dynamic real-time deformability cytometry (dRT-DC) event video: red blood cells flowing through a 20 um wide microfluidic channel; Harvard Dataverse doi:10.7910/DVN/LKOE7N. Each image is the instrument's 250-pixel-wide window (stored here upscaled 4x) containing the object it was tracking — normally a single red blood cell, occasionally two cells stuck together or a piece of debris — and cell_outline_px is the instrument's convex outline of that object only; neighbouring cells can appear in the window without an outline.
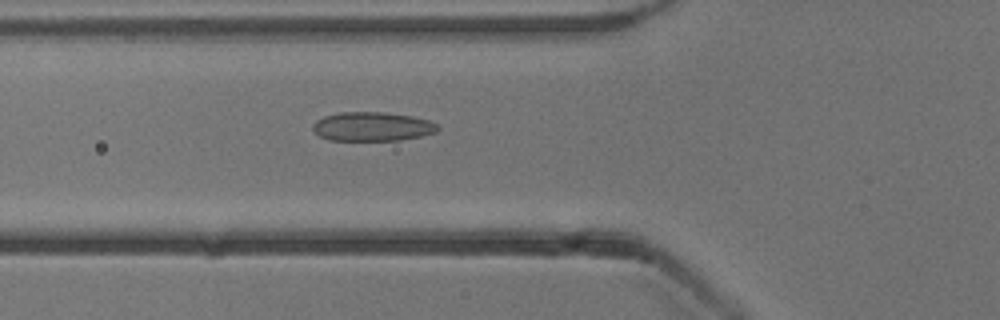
{"species": "common noctule bat (a hibernating species)", "species_latin": "Nyctalus noctula", "temperature_condition": "cold", "stored_images_in_passage": 53, "camera_frame_rate_fps": 3000, "um_per_image_px": 0.085, "animal": {"sex": "male", "body_mass_g": 13.3}, "frame": {"image": 1, "passage_image": 19, "time_ms": 6.0, "image_size_px": [1000, 320], "cell_outline_px": [[440, 128], [436, 132], [420, 136], [400, 140], [328, 140], [320, 136], [312, 128], [312, 124], [316, 120], [324, 116], [340, 112], [384, 112], [412, 116], [428, 120], [436, 124]], "centroid_in_image_um": [31.63, 10.75], "position_along_channel_um": 94.2, "area_um2": 21.1}}
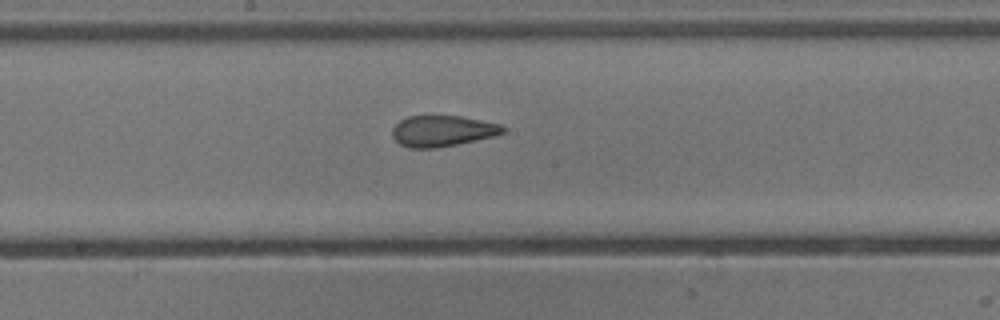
{"frame": {"image": 2, "passage_image": 28, "time_ms": 9.0, "image_size_px": [1000, 320], "cell_outline_px": [[504, 132], [492, 136], [456, 144], [436, 148], [408, 148], [400, 144], [392, 136], [392, 128], [400, 120], [408, 116], [460, 116], [500, 124], [504, 128]], "centroid_in_image_um": [37.55, 11.13], "position_along_channel_um": 210.7, "area_um2": 19.71}}
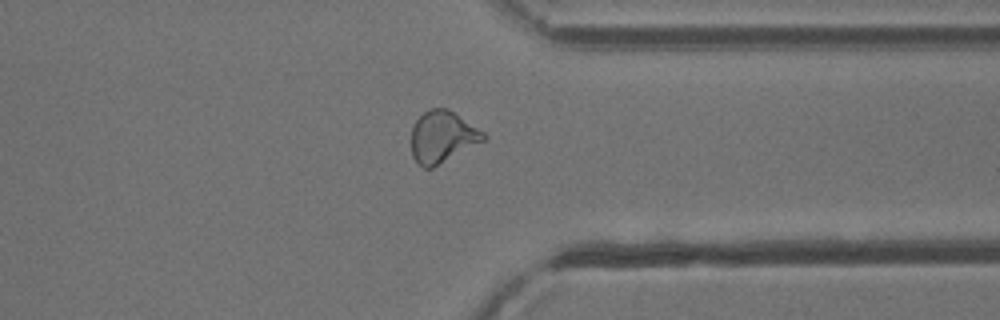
{"frame": {"image": 3, "passage_image": 41, "time_ms": 13.333, "image_size_px": [1000, 320], "cell_outline_px": [[488, 136], [484, 140], [432, 168], [424, 168], [412, 156], [412, 128], [416, 120], [424, 112], [432, 108], [448, 108], [484, 132]], "centroid_in_image_um": [37.6, 11.62], "position_along_channel_um": 373.8, "area_um2": 21.39}, "authors_computed_cell_mechanics": {"area_um2": 21.5016, "velocity_mm_per_s": 3.8504, "shape_relaxation_time_tau1_ms": 11.2264, "shape_relaxation_time_tau2_ms": 1.6509, "deformation_change_tau1": 0.2134, "deformation_change_tau2": 0.0753}}